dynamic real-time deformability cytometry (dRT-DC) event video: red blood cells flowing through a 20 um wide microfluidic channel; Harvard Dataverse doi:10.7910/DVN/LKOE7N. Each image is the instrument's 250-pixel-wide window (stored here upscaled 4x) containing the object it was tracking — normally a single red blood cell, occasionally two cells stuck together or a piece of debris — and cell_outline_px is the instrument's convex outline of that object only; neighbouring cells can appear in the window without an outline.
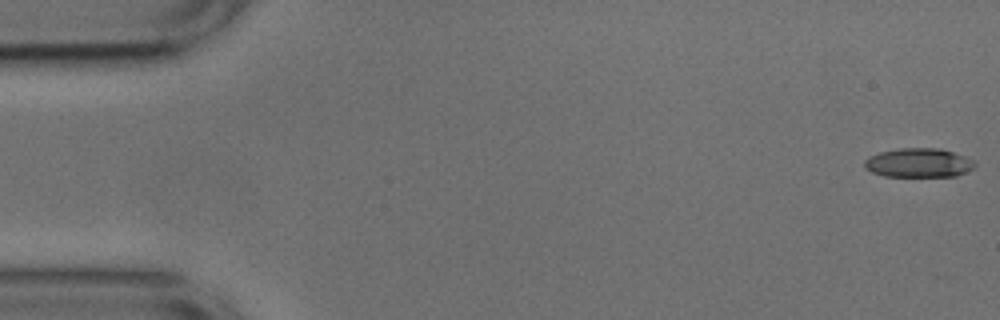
{"species": "common noctule bat (a hibernating species)", "species_latin": "Nyctalus noctula", "temperature_condition": "cold", "stored_images_in_passage": 9, "camera_frame_rate_fps": 3000, "um_per_image_px": 0.085, "animal": {"sex": "male", "body_mass_g": 17.9, "forearm_length_mm": 54.2}, "frame": {"image": 1, "passage_image": 1, "time_ms": 0.0, "image_size_px": [1000, 320], "cell_outline_px": [[976, 164], [972, 168], [956, 176], [884, 176], [872, 172], [864, 168], [864, 160], [868, 156], [880, 152], [900, 148], [940, 148], [964, 156], [972, 160]], "centroid_in_image_um": [78.03, 13.83], "position_along_channel_um": 7.0, "area_um2": 18.61}}